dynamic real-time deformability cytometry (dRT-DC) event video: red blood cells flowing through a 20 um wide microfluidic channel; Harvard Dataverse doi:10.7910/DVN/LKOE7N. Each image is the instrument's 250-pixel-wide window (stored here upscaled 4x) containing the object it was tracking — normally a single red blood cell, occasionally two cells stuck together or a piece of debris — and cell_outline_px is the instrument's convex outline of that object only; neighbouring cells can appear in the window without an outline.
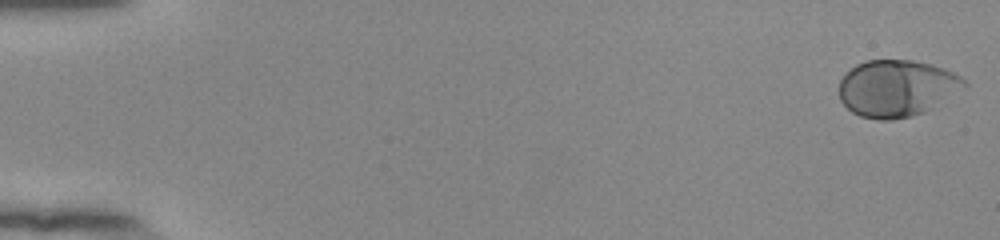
{"species": "human", "species_latin": "Homo sapiens", "temperature_condition": "room temperature", "stored_images_in_passage": 54, "camera_frame_rate_fps": 3000, "um_per_image_px": 0.085, "donor": {"sex": "female"}, "frame": {"image": 1, "passage_image": 1, "time_ms": 0.0, "image_size_px": [1000, 240], "cell_outline_px": [[968, 88], [936, 108], [912, 116], [892, 120], [876, 120], [860, 116], [852, 112], [840, 100], [836, 88], [840, 80], [856, 64], [868, 60], [912, 60], [932, 64], [944, 68], [960, 76], [968, 84]], "centroid_in_image_um": [76.27, 7.52], "position_along_channel_um": 8.7, "area_um2": 42.31}}
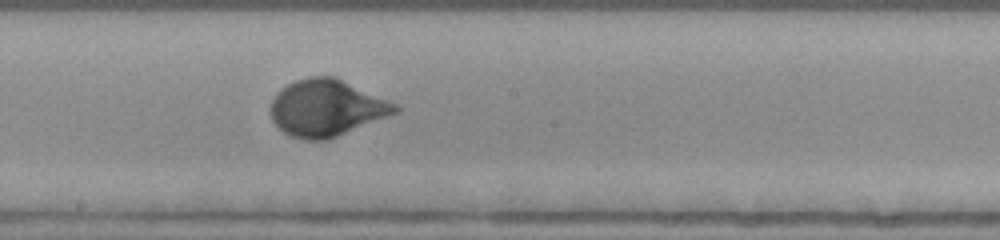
{"frame": {"image": 2, "passage_image": 31, "time_ms": 10.0, "image_size_px": [1000, 240], "cell_outline_px": [[400, 112], [328, 140], [304, 140], [292, 136], [284, 132], [272, 120], [272, 96], [280, 88], [296, 80], [308, 76], [336, 76], [388, 100], [396, 104], [400, 108]], "centroid_in_image_um": [27.77, 9.17], "position_along_channel_um": 220.4, "area_um2": 41.27}}
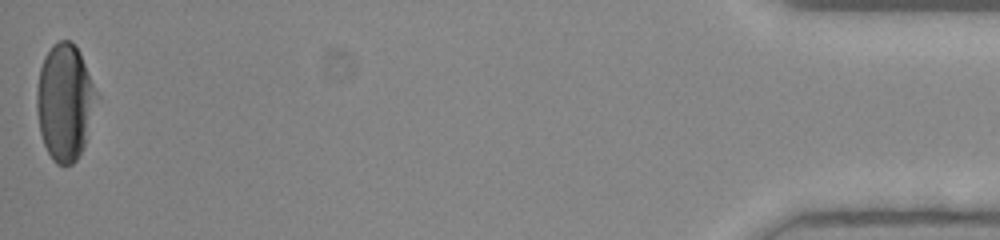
{"frame": {"image": 3, "passage_image": 54, "time_ms": 17.667, "image_size_px": [1000, 240], "cell_outline_px": [[100, 96], [84, 144], [76, 160], [72, 164], [56, 164], [52, 160], [44, 144], [40, 132], [36, 108], [36, 88], [40, 68], [44, 56], [52, 44], [60, 40], [72, 40], [80, 52]], "centroid_in_image_um": [5.52, 8.64], "position_along_channel_um": 429.7, "area_um2": 41.04}, "authors_computed_cell_mechanics": {"area_um2": 39.882, "velocity_mm_per_s": 3.8567, "shape_relaxation_time_tau1_ms": 2.6347, "shape_relaxation_time_tau2_ms": null, "deformation_change_tau1": 0.1849, "deformation_change_tau2": null}}